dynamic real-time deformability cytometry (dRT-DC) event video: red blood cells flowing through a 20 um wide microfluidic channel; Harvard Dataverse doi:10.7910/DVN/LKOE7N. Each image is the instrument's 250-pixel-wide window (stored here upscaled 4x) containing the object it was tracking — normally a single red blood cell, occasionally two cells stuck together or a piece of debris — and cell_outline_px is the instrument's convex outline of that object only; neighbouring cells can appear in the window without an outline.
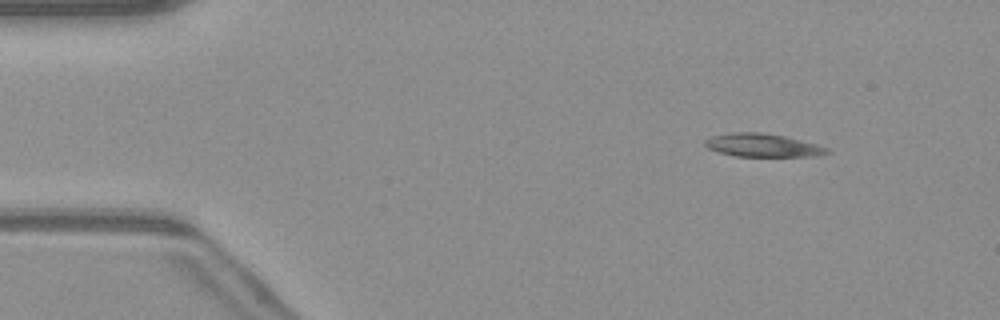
{"species": "common noctule bat (a hibernating species)", "species_latin": "Nyctalus noctula", "temperature_condition": "warm", "stored_images_in_passage": 48, "camera_frame_rate_fps": 3000, "um_per_image_px": 0.085, "animal": {"sex": "male", "body_mass_g": 23.1, "forearm_length_mm": 52.7}, "frame": {"image": 1, "passage_image": 4, "time_ms": 1.0, "image_size_px": [1000, 320], "cell_outline_px": [[832, 152], [808, 156], [736, 156], [720, 152], [708, 148], [704, 144], [704, 140], [712, 136], [728, 132], [760, 132], [784, 136], [816, 144], [828, 148]], "centroid_in_image_um": [64.78, 12.33], "position_along_channel_um": 20.2, "area_um2": 16.3}}
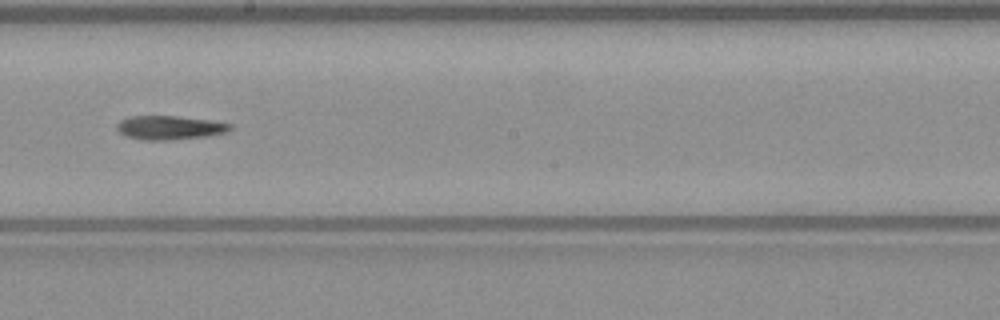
{"frame": {"image": 2, "passage_image": 26, "time_ms": 8.333, "image_size_px": [1000, 320], "cell_outline_px": [[232, 128], [228, 132], [208, 136], [168, 140], [144, 140], [128, 136], [120, 132], [116, 128], [116, 124], [120, 120], [132, 116], [176, 116], [208, 120], [232, 124]], "centroid_in_image_um": [14.43, 10.85], "position_along_channel_um": 233.8, "area_um2": 15.66}}
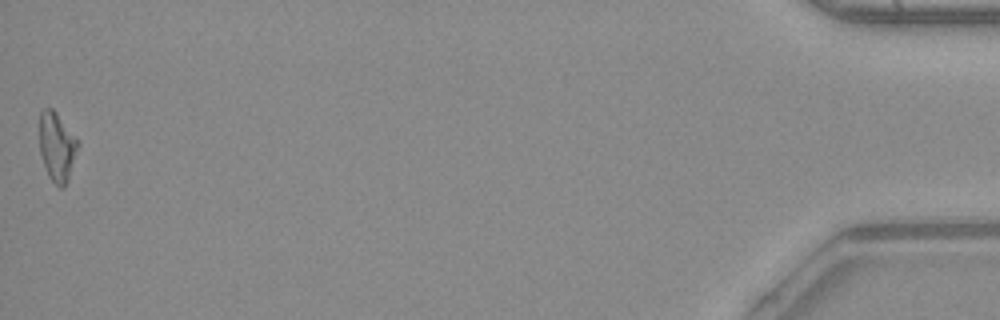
{"frame": {"image": 3, "passage_image": 48, "time_ms": 15.667, "image_size_px": [1000, 320], "cell_outline_px": [[80, 144], [68, 180], [64, 188], [60, 188], [48, 176], [40, 152], [40, 112], [44, 108], [52, 108], [56, 112], [80, 140]], "centroid_in_image_um": [4.87, 12.46], "position_along_channel_um": 430.3, "area_um2": 15.61}}